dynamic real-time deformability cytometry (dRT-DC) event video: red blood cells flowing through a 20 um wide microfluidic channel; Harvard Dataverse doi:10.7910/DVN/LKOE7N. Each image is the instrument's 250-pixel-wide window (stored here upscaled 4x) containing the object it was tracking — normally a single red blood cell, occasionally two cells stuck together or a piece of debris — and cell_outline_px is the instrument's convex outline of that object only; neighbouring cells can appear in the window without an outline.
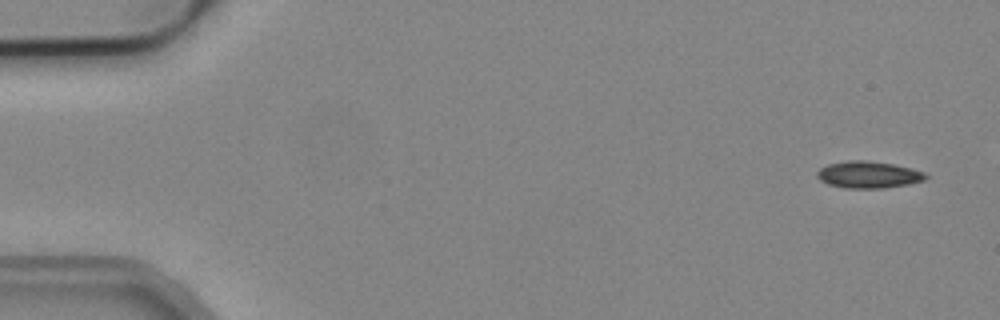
{"species": "common noctule bat (a hibernating species)", "species_latin": "Nyctalus noctula", "temperature_condition": "cold", "stored_images_in_passage": 6, "camera_frame_rate_fps": 3000, "um_per_image_px": 0.085, "animal": {"sex": "male", "body_mass_g": 19.2, "forearm_length_mm": 51.8}, "frame": {"image": 1, "passage_image": 1, "time_ms": 0.0, "image_size_px": [1000, 320], "cell_outline_px": [[928, 176], [924, 180], [908, 184], [884, 188], [844, 188], [828, 184], [820, 180], [816, 176], [816, 172], [820, 168], [828, 164], [848, 160], [864, 160], [892, 164], [912, 168], [924, 172]], "centroid_in_image_um": [73.79, 14.85], "position_along_channel_um": 11.2, "area_um2": 16.99}}
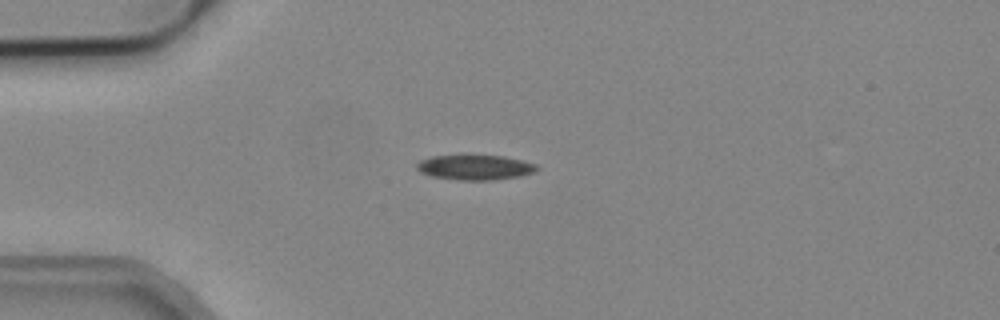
{"frame": {"image": 2, "passage_image": 4, "time_ms": 1.0, "image_size_px": [1000, 320], "cell_outline_px": [[540, 168], [536, 172], [520, 176], [492, 180], [460, 180], [432, 176], [420, 172], [416, 168], [416, 164], [420, 160], [432, 156], [504, 156], [524, 160], [536, 164]], "centroid_in_image_um": [40.42, 14.23], "position_along_channel_um": 44.6, "area_um2": 17.46}}
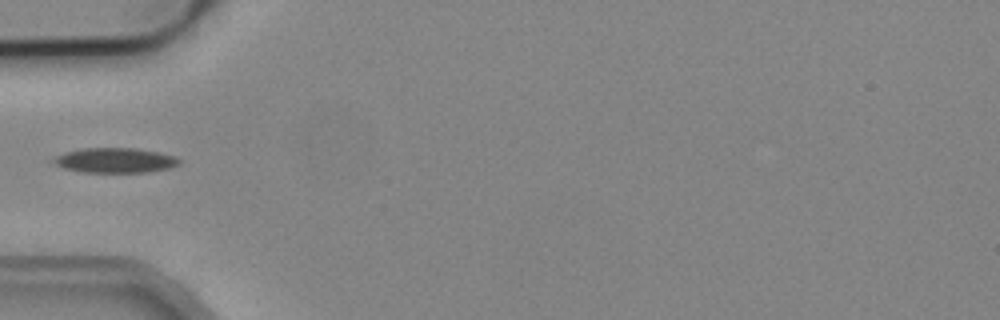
{"frame": {"image": 3, "passage_image": 5, "time_ms": 1.333, "image_size_px": [1000, 320], "cell_outline_px": [[180, 164], [168, 168], [148, 172], [84, 172], [64, 168], [48, 160], [64, 152], [84, 148], [132, 148], [156, 152], [172, 156], [180, 160]], "centroid_in_image_um": [9.72, 13.63], "position_along_channel_um": 75.3, "area_um2": 18.03}}